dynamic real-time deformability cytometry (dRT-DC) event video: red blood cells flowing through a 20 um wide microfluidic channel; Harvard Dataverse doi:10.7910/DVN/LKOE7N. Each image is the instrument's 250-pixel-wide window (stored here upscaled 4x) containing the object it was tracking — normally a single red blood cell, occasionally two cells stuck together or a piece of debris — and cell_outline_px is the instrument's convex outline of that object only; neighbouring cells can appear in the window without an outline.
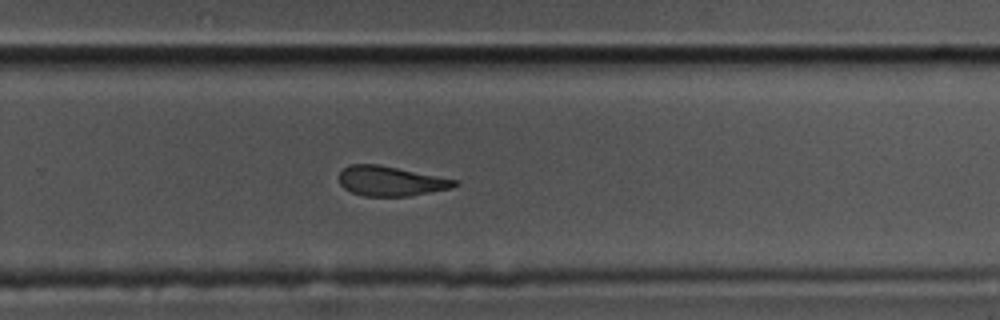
{"species": "common noctule bat (a hibernating species)", "species_latin": "Nyctalus noctula", "temperature_condition": "cold", "stored_images_in_passage": 40, "camera_frame_rate_fps": 3000, "um_per_image_px": 0.085, "animal": {"sex": "male", "body_mass_g": 17.5, "forearm_length_mm": 52.3}, "frame": {"image": 1, "passage_image": 20, "time_ms": 6.333, "image_size_px": [1000, 320], "cell_outline_px": [[460, 184], [452, 188], [408, 196], [364, 196], [352, 192], [344, 188], [340, 184], [340, 172], [344, 168], [352, 164], [380, 164], [460, 180]], "centroid_in_image_um": [33.26, 15.38], "position_along_channel_um": 296.5, "area_um2": 20.17}}
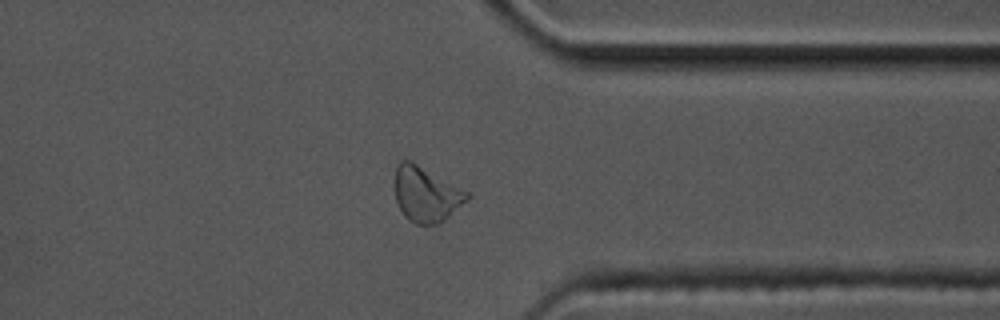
{"frame": {"image": 2, "passage_image": 27, "time_ms": 8.667, "image_size_px": [1000, 320], "cell_outline_px": [[472, 196], [468, 200], [440, 224], [416, 224], [408, 220], [404, 216], [396, 200], [396, 168], [400, 160], [408, 160], [416, 164], [468, 192]], "centroid_in_image_um": [36.23, 16.55], "position_along_channel_um": 375.2, "area_um2": 22.77}}
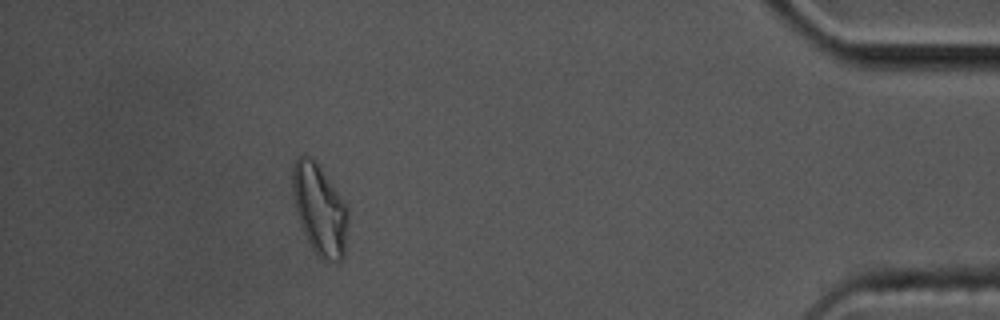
{"frame": {"image": 3, "passage_image": 34, "time_ms": 11.0, "image_size_px": [1000, 320], "cell_outline_px": [[348, 224], [344, 256], [336, 264], [316, 256], [300, 224], [296, 212], [292, 196], [292, 164], [300, 156], [308, 156], [320, 168], [348, 208]], "centroid_in_image_um": [27.16, 17.87], "position_along_channel_um": 408.0, "area_um2": 29.13}}